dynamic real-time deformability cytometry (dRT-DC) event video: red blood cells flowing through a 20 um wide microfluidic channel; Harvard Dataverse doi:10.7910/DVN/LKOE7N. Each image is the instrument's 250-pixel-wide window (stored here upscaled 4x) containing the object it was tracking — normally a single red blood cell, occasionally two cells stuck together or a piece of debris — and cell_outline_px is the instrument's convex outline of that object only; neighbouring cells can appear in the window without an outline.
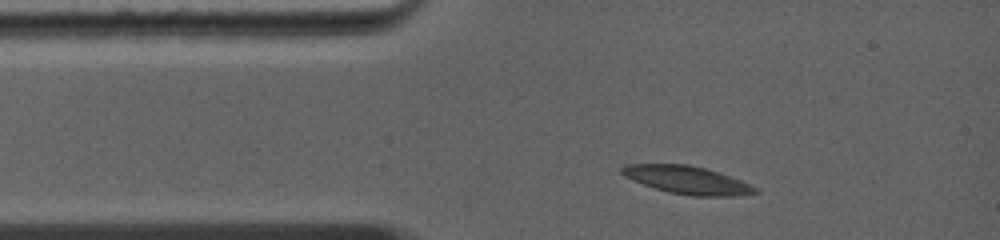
{"species": "common noctule bat (a hibernating species)", "species_latin": "Nyctalus noctula", "temperature_condition": "warm", "stored_images_in_passage": 3, "camera_frame_rate_fps": 5000, "um_per_image_px": 0.085, "animal": {"sex": "female", "body_mass_g": 19.0, "forearm_length_mm": 56.7}, "frame": {"image": 1, "passage_image": 2, "time_ms": 0.8, "image_size_px": [1000, 240], "cell_outline_px": [[756, 192], [736, 196], [692, 196], [668, 192], [632, 180], [624, 176], [620, 172], [620, 168], [624, 164], [688, 164], [704, 168], [740, 180], [756, 188]], "centroid_in_image_um": [58.33, 15.29], "position_along_channel_um": 26.7, "area_um2": 21.33}}